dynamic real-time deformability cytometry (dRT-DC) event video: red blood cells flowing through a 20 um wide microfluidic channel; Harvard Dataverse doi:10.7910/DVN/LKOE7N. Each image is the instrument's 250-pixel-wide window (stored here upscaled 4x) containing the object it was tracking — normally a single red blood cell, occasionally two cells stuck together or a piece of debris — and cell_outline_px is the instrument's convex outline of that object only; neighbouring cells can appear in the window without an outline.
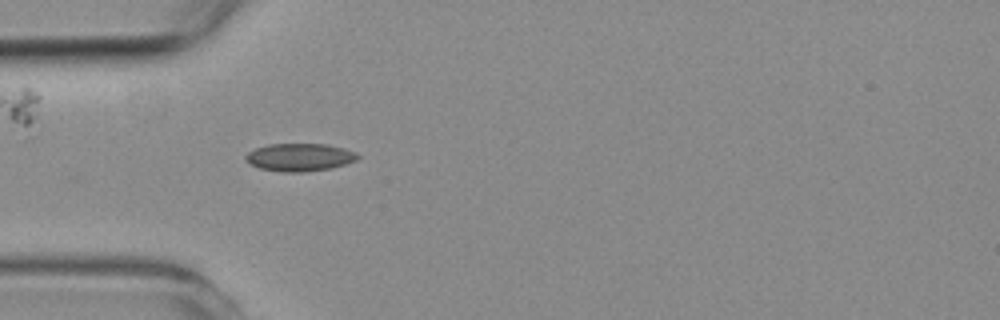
{"species": "common noctule bat (a hibernating species)", "species_latin": "Nyctalus noctula", "temperature_condition": "room temperature", "stored_images_in_passage": 47, "camera_frame_rate_fps": 3000, "um_per_image_px": 0.085, "animal": {"sex": "female", "body_mass_g": 19.3, "forearm_length_mm": 54.1}, "frame": {"image": 1, "passage_image": 8, "time_ms": 2.333, "image_size_px": [1000, 320], "cell_outline_px": [[360, 156], [356, 160], [332, 168], [304, 172], [284, 172], [260, 168], [244, 160], [244, 156], [248, 152], [256, 148], [268, 144], [328, 144], [344, 148], [356, 152]], "centroid_in_image_um": [25.47, 13.36], "position_along_channel_um": 59.5, "area_um2": 18.15}}